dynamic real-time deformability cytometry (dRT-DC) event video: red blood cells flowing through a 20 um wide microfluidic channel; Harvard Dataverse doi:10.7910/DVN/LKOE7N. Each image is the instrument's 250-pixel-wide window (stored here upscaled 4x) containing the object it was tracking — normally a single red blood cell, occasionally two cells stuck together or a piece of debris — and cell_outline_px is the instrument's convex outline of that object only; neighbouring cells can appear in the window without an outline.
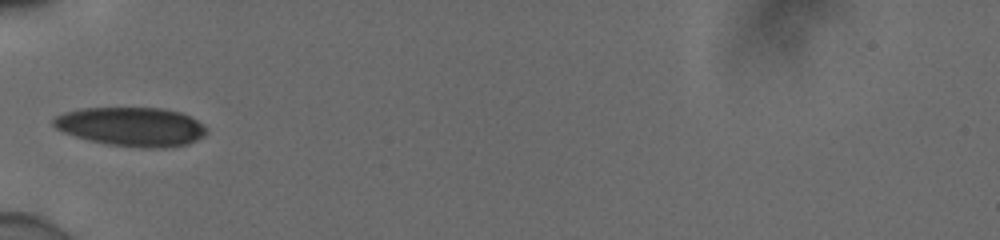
{"species": "human", "species_latin": "Homo sapiens", "temperature_condition": "cold", "stored_images_in_passage": 34, "camera_frame_rate_fps": 3000, "um_per_image_px": 0.085, "donor": {"sex": "male"}, "frame": {"image": 1, "passage_image": 1, "time_ms": 0.0, "image_size_px": [1000, 240], "cell_outline_px": [[208, 132], [204, 136], [188, 144], [164, 148], [140, 148], [108, 144], [88, 140], [64, 132], [56, 128], [52, 124], [52, 120], [56, 116], [64, 112], [84, 108], [164, 108], [180, 112], [204, 124], [208, 128]], "centroid_in_image_um": [11.2, 10.77], "position_along_channel_um": 73.8, "area_um2": 34.91}}
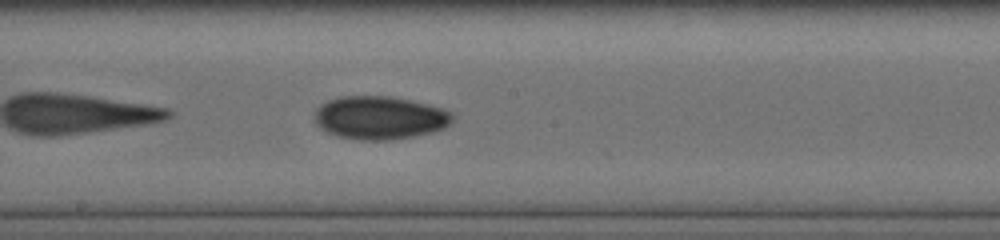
{"frame": {"image": 2, "passage_image": 12, "time_ms": 3.667, "image_size_px": [1000, 240], "cell_outline_px": [[456, 116], [444, 128], [432, 132], [412, 136], [388, 140], [360, 140], [336, 136], [320, 128], [312, 120], [312, 116], [316, 108], [320, 104], [328, 100], [340, 96], [392, 96], [412, 100], [428, 104], [452, 112]], "centroid_in_image_um": [32.23, 10.0], "position_along_channel_um": 216.0, "area_um2": 35.08}}
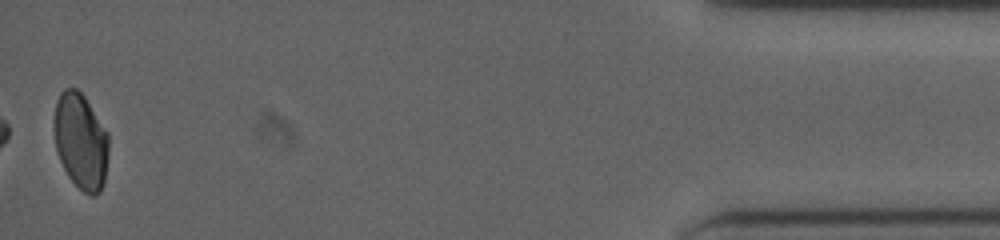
{"frame": {"image": 3, "passage_image": 34, "time_ms": 11.0, "image_size_px": [1000, 240], "cell_outline_px": [[108, 156], [104, 184], [100, 192], [96, 196], [92, 196], [84, 192], [68, 176], [60, 160], [56, 148], [52, 124], [56, 100], [60, 92], [64, 88], [76, 88], [84, 96], [108, 132]], "centroid_in_image_um": [6.85, 11.99], "position_along_channel_um": 428.3, "area_um2": 30.87}, "authors_computed_cell_mechanics": {"area_um2": 32.9749, "velocity_mm_per_s": 3.9216, "shape_relaxation_time_tau1_ms": 9.1289, "shape_relaxation_time_tau2_ms": null, "deformation_change_tau1": 0.1534, "deformation_change_tau2": null}}